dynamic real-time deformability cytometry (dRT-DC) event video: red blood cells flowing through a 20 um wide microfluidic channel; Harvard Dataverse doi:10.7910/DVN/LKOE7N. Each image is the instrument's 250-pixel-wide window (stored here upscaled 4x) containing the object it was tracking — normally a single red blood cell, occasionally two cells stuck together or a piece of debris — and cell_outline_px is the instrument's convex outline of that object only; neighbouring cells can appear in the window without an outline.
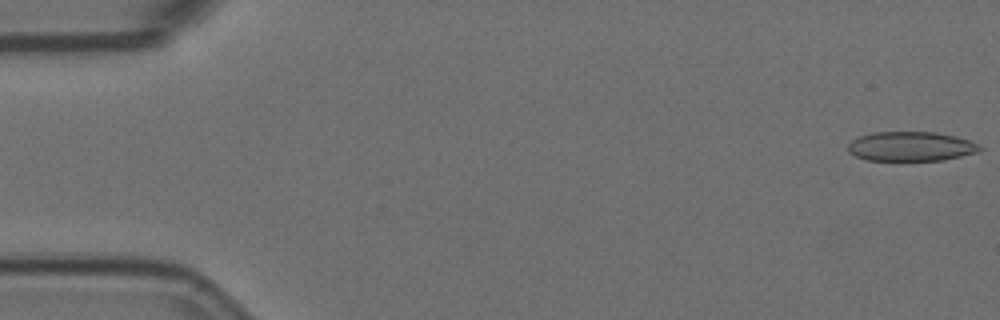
{"species": "Egyptian fruit bat (a non-hibernating species)", "species_latin": "Rousettus aegyptiacus", "temperature_condition": "room temperature", "stored_images_in_passage": 6, "camera_frame_rate_fps": 3000, "um_per_image_px": 0.085, "animal": {"sex": "female"}, "frame": {"image": 1, "passage_image": 1, "time_ms": 0.0, "image_size_px": [1000, 320], "cell_outline_px": [[984, 148], [976, 152], [944, 160], [864, 160], [848, 152], [848, 144], [852, 140], [860, 136], [872, 132], [936, 132], [956, 136], [980, 144]], "centroid_in_image_um": [77.42, 12.44], "position_along_channel_um": 7.6, "area_um2": 22.66}}